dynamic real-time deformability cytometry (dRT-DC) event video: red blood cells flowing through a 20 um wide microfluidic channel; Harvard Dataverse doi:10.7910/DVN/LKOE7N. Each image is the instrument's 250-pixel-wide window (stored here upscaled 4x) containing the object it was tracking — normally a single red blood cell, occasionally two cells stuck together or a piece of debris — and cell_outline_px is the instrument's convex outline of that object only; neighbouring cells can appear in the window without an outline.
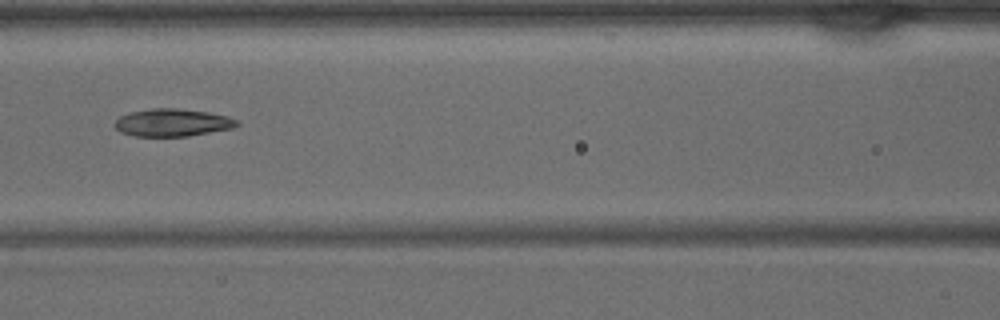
{"species": "common noctule bat (a hibernating species)", "species_latin": "Nyctalus noctula", "temperature_condition": "warm", "stored_images_in_passage": 41, "camera_frame_rate_fps": 3000, "um_per_image_px": 0.085, "animal": {"sex": "male", "body_mass_g": 15.6}, "frame": {"image": 1, "passage_image": 18, "time_ms": 5.667, "image_size_px": [1000, 320], "cell_outline_px": [[240, 124], [232, 128], [188, 136], [132, 136], [120, 132], [112, 124], [120, 116], [128, 112], [152, 108], [176, 108], [208, 112], [228, 116], [236, 120]], "centroid_in_image_um": [14.61, 10.42], "position_along_channel_um": 152.0, "area_um2": 19.71}}
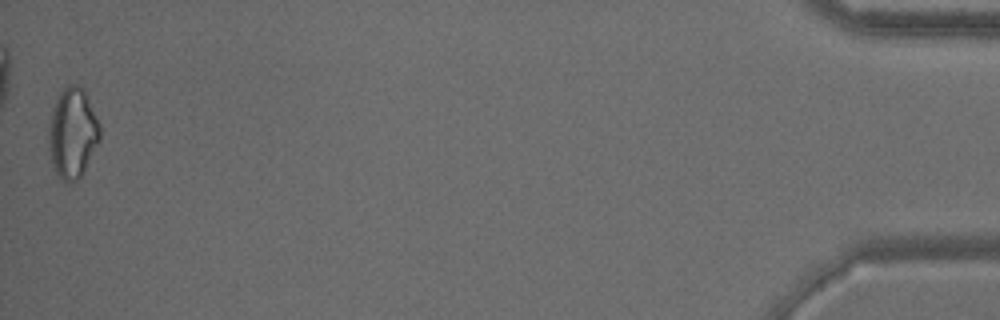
{"frame": {"image": 2, "passage_image": 41, "time_ms": 13.333, "image_size_px": [1000, 320], "cell_outline_px": [[100, 140], [84, 172], [76, 180], [64, 180], [56, 172], [52, 164], [48, 144], [48, 128], [52, 108], [60, 92], [68, 84], [80, 84], [84, 88], [88, 96], [100, 124]], "centroid_in_image_um": [6.18, 11.25], "position_along_channel_um": 429.0, "area_um2": 27.05}}